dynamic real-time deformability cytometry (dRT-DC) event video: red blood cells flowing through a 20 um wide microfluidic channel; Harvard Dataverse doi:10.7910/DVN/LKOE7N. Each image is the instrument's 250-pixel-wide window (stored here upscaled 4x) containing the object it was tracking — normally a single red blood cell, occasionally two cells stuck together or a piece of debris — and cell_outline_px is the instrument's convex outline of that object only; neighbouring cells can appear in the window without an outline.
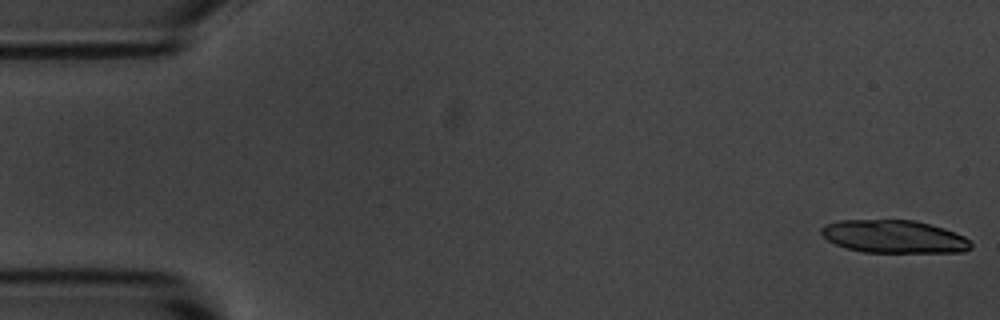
{"species": "common noctule bat (a hibernating species)", "species_latin": "Nyctalus noctula", "temperature_condition": "room temperature", "stored_images_in_passage": 6, "camera_frame_rate_fps": 3000, "um_per_image_px": 0.085, "animal": {"sex": "male", "body_mass_g": 20.1, "forearm_length_mm": 53.5}, "frame": {"image": 1, "passage_image": 1, "time_ms": 0.0, "image_size_px": [1000, 320], "cell_outline_px": [[972, 248], [964, 252], [864, 252], [848, 248], [836, 244], [828, 240], [820, 232], [820, 228], [824, 224], [836, 220], [912, 220], [944, 228], [964, 236], [972, 244]], "centroid_in_image_um": [75.98, 20.11], "position_along_channel_um": 9.0, "area_um2": 28.61}}